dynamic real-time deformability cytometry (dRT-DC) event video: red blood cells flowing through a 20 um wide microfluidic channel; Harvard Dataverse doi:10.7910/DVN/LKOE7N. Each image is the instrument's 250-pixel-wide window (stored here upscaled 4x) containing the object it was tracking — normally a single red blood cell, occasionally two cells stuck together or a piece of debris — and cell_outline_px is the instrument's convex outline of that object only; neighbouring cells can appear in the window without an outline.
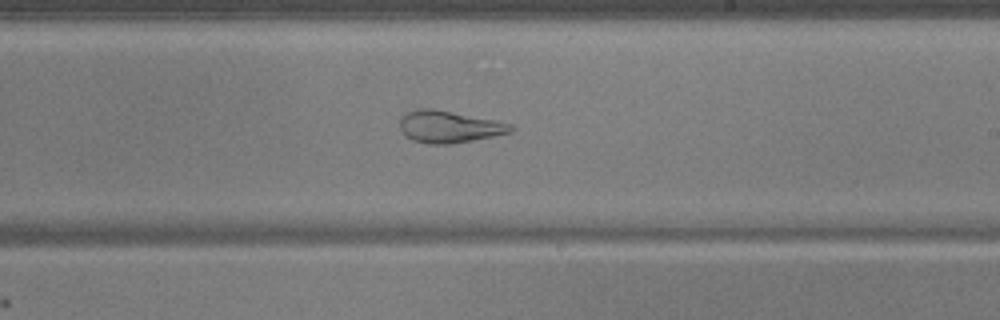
{"species": "common noctule bat (a hibernating species)", "species_latin": "Nyctalus noctula", "temperature_condition": "warm", "stored_images_in_passage": 54, "camera_frame_rate_fps": 3000, "um_per_image_px": 0.085, "animal": {"sex": "male", "body_mass_g": 17.9, "forearm_length_mm": 54.2}, "frame": {"image": 1, "passage_image": 33, "time_ms": 10.667, "image_size_px": [1000, 320], "cell_outline_px": [[516, 128], [512, 132], [452, 144], [428, 144], [412, 140], [400, 128], [400, 116], [416, 108], [432, 108], [496, 120], [512, 124]], "centroid_in_image_um": [38.18, 10.76], "position_along_channel_um": 250.8, "area_um2": 20.69}}
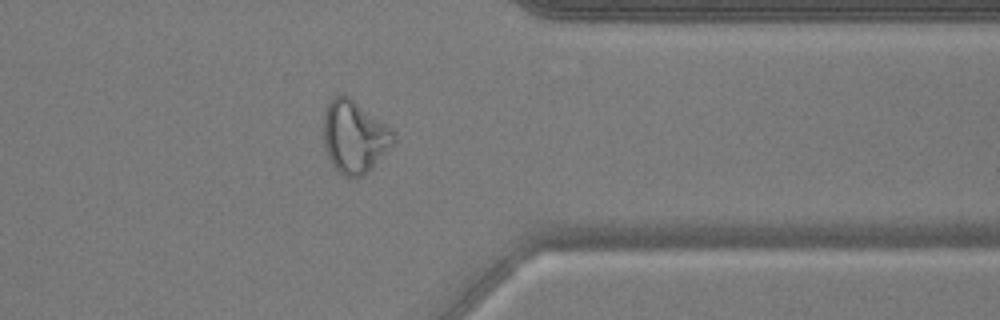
{"frame": {"image": 2, "passage_image": 44, "time_ms": 14.333, "image_size_px": [1000, 320], "cell_outline_px": [[396, 140], [372, 168], [368, 172], [352, 180], [344, 176], [332, 164], [328, 156], [324, 144], [324, 112], [328, 104], [340, 92], [344, 92], [392, 128], [396, 132]], "centroid_in_image_um": [30.14, 11.61], "position_along_channel_um": 381.3, "area_um2": 29.77}}
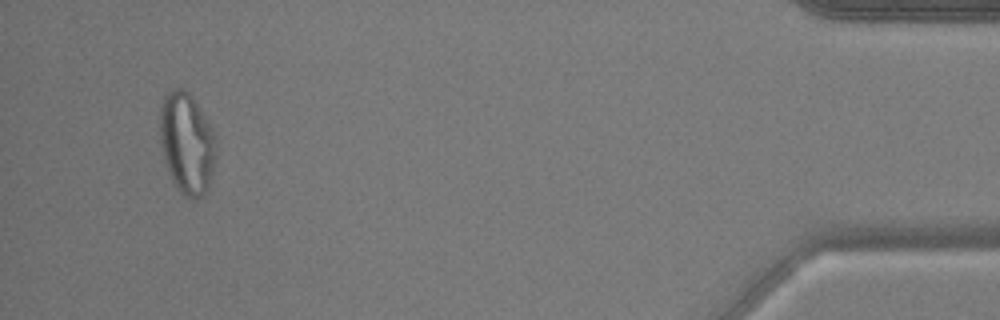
{"frame": {"image": 3, "passage_image": 52, "time_ms": 17.0, "image_size_px": [1000, 320], "cell_outline_px": [[216, 160], [208, 192], [204, 196], [196, 200], [184, 196], [176, 188], [172, 180], [164, 160], [160, 148], [160, 104], [164, 96], [172, 88], [180, 88], [188, 92], [192, 96], [212, 128], [216, 136]], "centroid_in_image_um": [15.89, 12.22], "position_along_channel_um": 419.3, "area_um2": 33.87}, "authors_computed_cell_mechanics": {"area_um2": 29.9115, "velocity_mm_per_s": 3.7634, "shape_relaxation_time_tau1_ms": null, "shape_relaxation_time_tau2_ms": 1.1043, "deformation_change_tau1": null, "deformation_change_tau2": 0.0971}}